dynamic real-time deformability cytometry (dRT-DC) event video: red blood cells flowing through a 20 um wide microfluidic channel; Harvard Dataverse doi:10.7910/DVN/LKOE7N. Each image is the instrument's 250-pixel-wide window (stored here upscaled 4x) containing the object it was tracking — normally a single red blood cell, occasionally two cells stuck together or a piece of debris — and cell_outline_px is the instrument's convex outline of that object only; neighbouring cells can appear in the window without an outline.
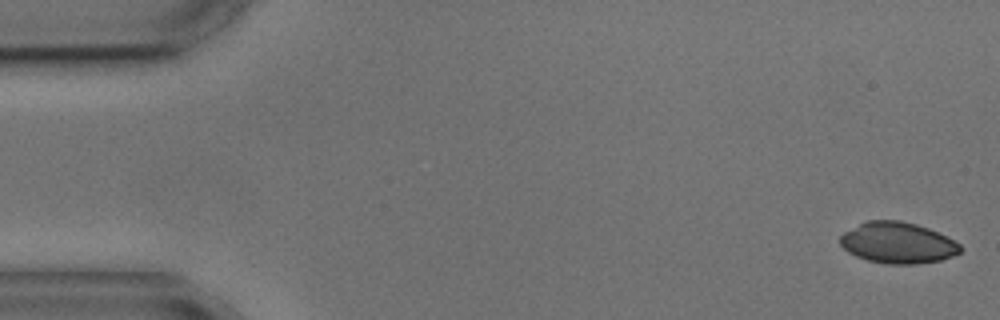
{"species": "common noctule bat (a hibernating species)", "species_latin": "Nyctalus noctula", "temperature_condition": "cold", "stored_images_in_passage": 4, "camera_frame_rate_fps": 3000, "um_per_image_px": 0.085, "animal": {"sex": "male", "body_mass_g": 17.9, "forearm_length_mm": 54.2}, "frame": {"image": 1, "passage_image": 1, "time_ms": 0.0, "image_size_px": [1000, 320], "cell_outline_px": [[964, 248], [960, 252], [952, 256], [940, 260], [916, 264], [888, 264], [868, 260], [856, 256], [848, 252], [840, 244], [840, 236], [844, 232], [868, 220], [900, 220], [916, 224], [928, 228], [960, 244]], "centroid_in_image_um": [76.3, 20.64], "position_along_channel_um": 8.7, "area_um2": 28.61}}
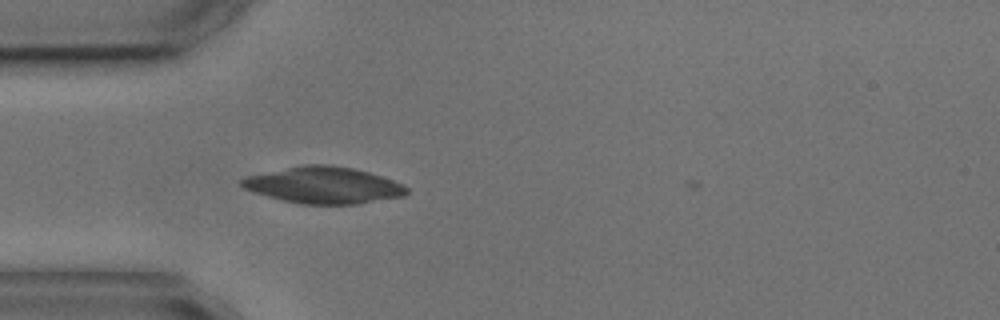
{"frame": {"image": 2, "passage_image": 4, "time_ms": 4.667, "image_size_px": [1000, 320], "cell_outline_px": [[408, 192], [404, 196], [360, 204], [300, 204], [280, 200], [252, 192], [244, 188], [240, 184], [240, 180], [248, 176], [304, 164], [332, 164], [352, 168], [368, 172], [404, 184], [408, 188]], "centroid_in_image_um": [27.52, 15.75], "position_along_channel_um": 57.5, "area_um2": 35.26}}